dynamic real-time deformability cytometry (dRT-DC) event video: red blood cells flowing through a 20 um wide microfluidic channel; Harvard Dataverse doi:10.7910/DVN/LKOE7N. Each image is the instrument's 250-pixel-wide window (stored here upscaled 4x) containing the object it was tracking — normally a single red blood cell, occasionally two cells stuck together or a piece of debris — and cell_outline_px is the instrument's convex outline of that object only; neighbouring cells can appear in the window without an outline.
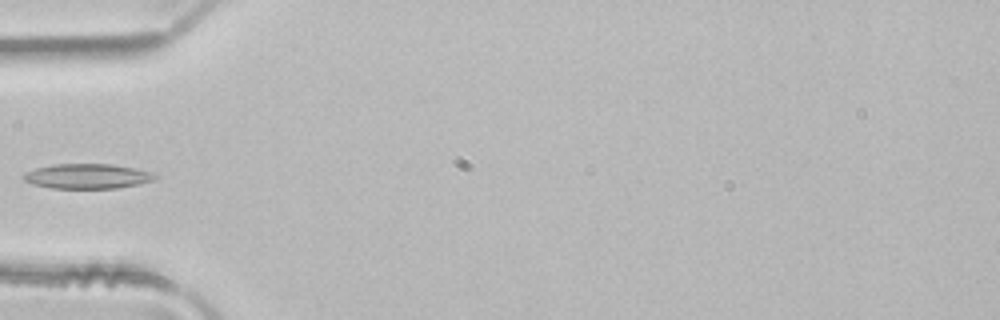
{"species": "common noctule bat (a hibernating species)", "species_latin": "Nyctalus noctula", "temperature_condition": "room temperature", "stored_images_in_passage": 5, "camera_frame_rate_fps": 3000, "um_per_image_px": 0.085, "animal": {"sex": "male", "body_mass_g": 21.5, "forearm_length_mm": 52.0}, "frame": {"image": 1, "passage_image": 5, "time_ms": 1.333, "image_size_px": [1000, 320], "cell_outline_px": [[160, 176], [156, 180], [116, 188], [52, 188], [32, 184], [24, 180], [24, 172], [36, 168], [52, 164], [112, 164], [152, 172]], "centroid_in_image_um": [7.43, 14.97], "position_along_channel_um": 77.6, "area_um2": 19.02}}